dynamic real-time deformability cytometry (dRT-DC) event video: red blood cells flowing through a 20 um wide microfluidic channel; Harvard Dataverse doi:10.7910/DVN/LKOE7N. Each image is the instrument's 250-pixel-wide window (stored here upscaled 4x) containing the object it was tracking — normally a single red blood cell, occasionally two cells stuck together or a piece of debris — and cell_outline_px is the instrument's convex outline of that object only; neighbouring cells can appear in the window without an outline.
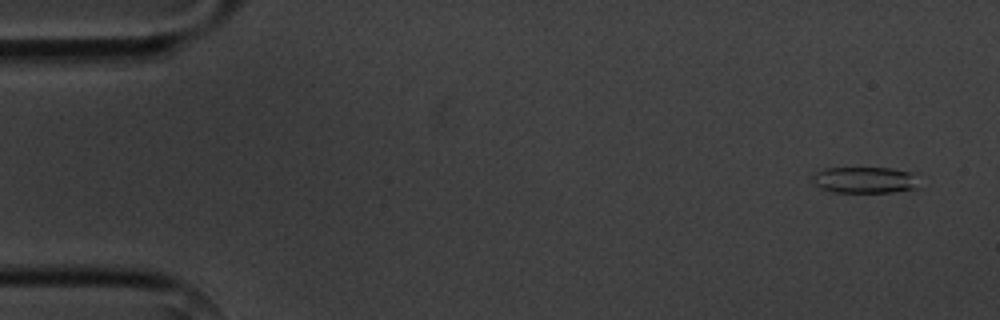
{"species": "common noctule bat (a hibernating species)", "species_latin": "Nyctalus noctula", "temperature_condition": "cold", "stored_images_in_passage": 7, "camera_frame_rate_fps": 3000, "um_per_image_px": 0.085, "animal": {"sex": "male", "body_mass_g": 20.1, "forearm_length_mm": 53.5}, "frame": {"image": 1, "passage_image": 1, "time_ms": 0.0, "image_size_px": [1000, 320], "cell_outline_px": [[916, 188], [892, 192], [832, 192], [820, 188], [808, 176], [824, 168], [892, 168], [908, 172]], "centroid_in_image_um": [73.33, 15.3], "position_along_channel_um": 11.7, "area_um2": 15.95}}
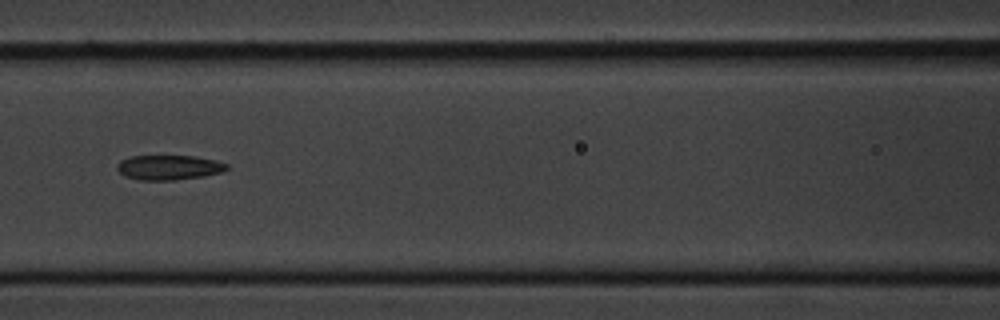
{"frame": {"image": 2, "passage_image": 7, "time_ms": 7.0, "image_size_px": [1000, 320], "cell_outline_px": [[228, 168], [224, 172], [204, 176], [172, 180], [140, 180], [124, 176], [116, 168], [116, 164], [120, 160], [132, 156], [196, 156], [216, 160], [228, 164]], "centroid_in_image_um": [14.36, 14.23], "position_along_channel_um": 152.2, "area_um2": 15.95}}